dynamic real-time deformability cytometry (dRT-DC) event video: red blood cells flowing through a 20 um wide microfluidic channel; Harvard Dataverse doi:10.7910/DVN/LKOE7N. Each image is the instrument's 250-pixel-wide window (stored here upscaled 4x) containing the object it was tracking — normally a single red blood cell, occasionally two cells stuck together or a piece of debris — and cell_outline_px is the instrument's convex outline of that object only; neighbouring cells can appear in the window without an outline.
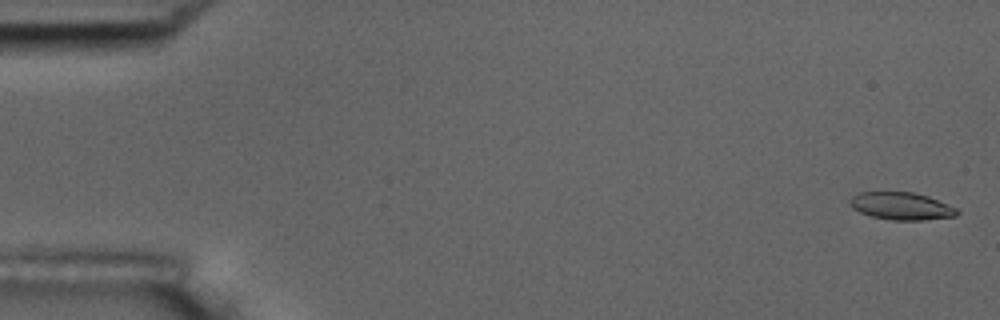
{"species": "common noctule bat (a hibernating species)", "species_latin": "Nyctalus noctula", "temperature_condition": "room temperature", "stored_images_in_passage": 5, "camera_frame_rate_fps": 3000, "um_per_image_px": 0.085, "animal": {"sex": "male", "body_mass_g": 17.5, "forearm_length_mm": 52.3}, "frame": {"image": 1, "passage_image": 1, "time_ms": 0.0, "image_size_px": [1000, 320], "cell_outline_px": [[960, 212], [956, 216], [924, 220], [892, 220], [868, 216], [852, 208], [848, 204], [848, 200], [852, 196], [860, 192], [912, 192], [928, 196], [956, 208]], "centroid_in_image_um": [76.57, 17.52], "position_along_channel_um": 8.4, "area_um2": 17.28}}
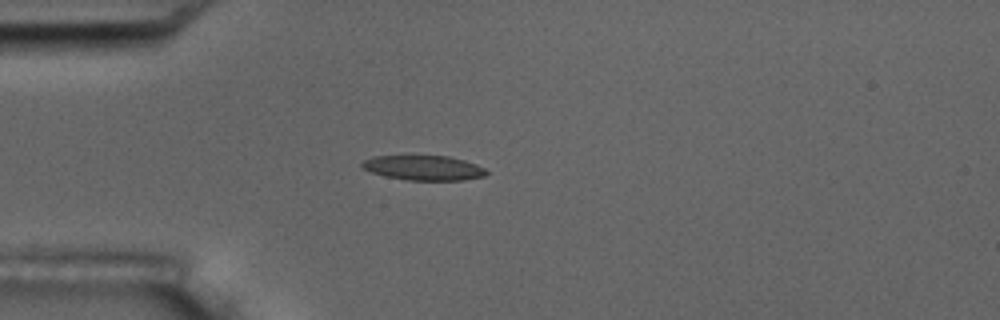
{"frame": {"image": 2, "passage_image": 5, "time_ms": 4.667, "image_size_px": [1000, 320], "cell_outline_px": [[488, 172], [484, 176], [464, 180], [408, 180], [384, 176], [372, 172], [364, 168], [360, 164], [364, 160], [372, 156], [448, 156], [464, 160], [476, 164], [484, 168]], "centroid_in_image_um": [36.01, 14.27], "position_along_channel_um": 49.0, "area_um2": 17.86}}